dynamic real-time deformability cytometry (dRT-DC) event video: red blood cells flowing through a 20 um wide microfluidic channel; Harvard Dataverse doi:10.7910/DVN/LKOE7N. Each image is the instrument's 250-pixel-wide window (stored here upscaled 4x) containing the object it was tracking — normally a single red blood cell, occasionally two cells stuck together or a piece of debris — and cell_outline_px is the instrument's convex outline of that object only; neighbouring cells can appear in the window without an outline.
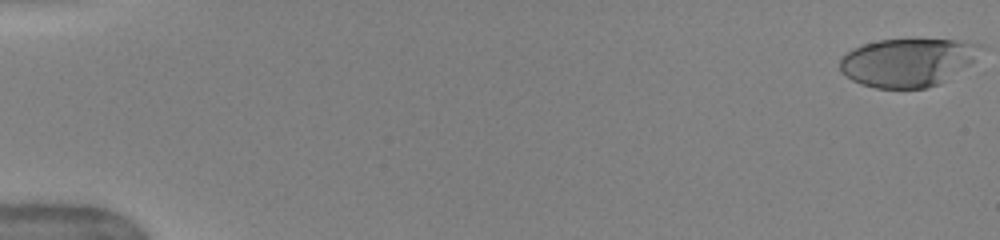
{"species": "human", "species_latin": "Homo sapiens", "temperature_condition": "warm", "stored_images_in_passage": 51, "camera_frame_rate_fps": 3000, "um_per_image_px": 0.085, "donor": {"sex": "female"}, "frame": {"image": 1, "passage_image": 1, "time_ms": 0.0, "image_size_px": [1000, 240], "cell_outline_px": [[984, 48], [968, 64], [940, 84], [924, 88], [876, 88], [860, 84], [852, 80], [840, 72], [840, 56], [864, 44], [880, 40], [960, 40], [984, 44]], "centroid_in_image_um": [77.14, 5.3], "position_along_channel_um": 7.9, "area_um2": 39.25}}
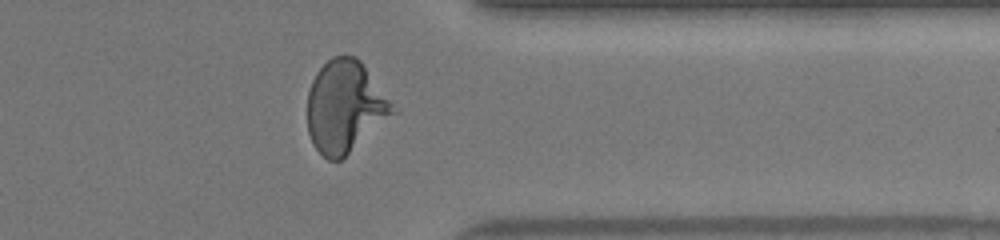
{"frame": {"image": 2, "passage_image": 42, "time_ms": 13.667, "image_size_px": [1000, 240], "cell_outline_px": [[400, 112], [340, 160], [328, 160], [312, 144], [308, 132], [308, 92], [312, 80], [316, 72], [332, 56], [356, 56], [364, 64], [400, 108]], "centroid_in_image_um": [29.41, 9.06], "position_along_channel_um": 382.0, "area_um2": 46.76}}
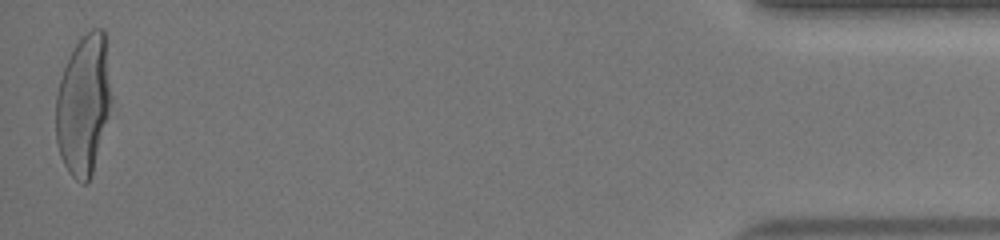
{"frame": {"image": 3, "passage_image": 51, "time_ms": 16.667, "image_size_px": [1000, 240], "cell_outline_px": [[112, 100], [108, 116], [92, 172], [88, 184], [80, 184], [68, 172], [60, 156], [56, 140], [56, 96], [60, 80], [64, 68], [76, 44], [92, 28], [104, 28], [112, 96]], "centroid_in_image_um": [7.1, 8.92], "position_along_channel_um": 428.1, "area_um2": 45.03}, "authors_computed_cell_mechanics": {"area_um2": 43.7546, "velocity_mm_per_s": 4.0203, "shape_relaxation_time_tau1_ms": 4.1711, "shape_relaxation_time_tau2_ms": null, "deformation_change_tau1": 0.2441, "deformation_change_tau2": null}}